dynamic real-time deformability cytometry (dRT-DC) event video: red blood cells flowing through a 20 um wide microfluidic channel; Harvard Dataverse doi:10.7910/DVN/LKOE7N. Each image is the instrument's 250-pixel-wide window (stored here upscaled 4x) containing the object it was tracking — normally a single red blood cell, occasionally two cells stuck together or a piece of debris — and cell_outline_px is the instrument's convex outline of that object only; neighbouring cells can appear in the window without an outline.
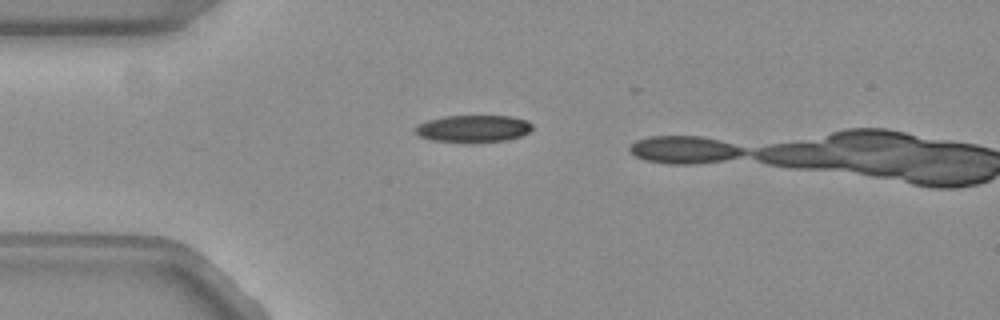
{"species": "common noctule bat (a hibernating species)", "species_latin": "Nyctalus noctula", "temperature_condition": "warm", "stored_images_in_passage": 3, "camera_frame_rate_fps": 3000, "um_per_image_px": 0.085, "animal": {"sex": "female", "body_mass_g": 19.3, "forearm_length_mm": 54.1}, "frame": {"image": 1, "passage_image": 1, "time_ms": 0.0, "image_size_px": [1000, 320], "cell_outline_px": [[532, 128], [528, 132], [520, 136], [504, 140], [432, 140], [420, 136], [416, 132], [416, 124], [428, 120], [444, 116], [512, 116], [528, 120], [532, 124]], "centroid_in_image_um": [40.25, 10.88], "position_along_channel_um": 44.8, "area_um2": 17.74}}